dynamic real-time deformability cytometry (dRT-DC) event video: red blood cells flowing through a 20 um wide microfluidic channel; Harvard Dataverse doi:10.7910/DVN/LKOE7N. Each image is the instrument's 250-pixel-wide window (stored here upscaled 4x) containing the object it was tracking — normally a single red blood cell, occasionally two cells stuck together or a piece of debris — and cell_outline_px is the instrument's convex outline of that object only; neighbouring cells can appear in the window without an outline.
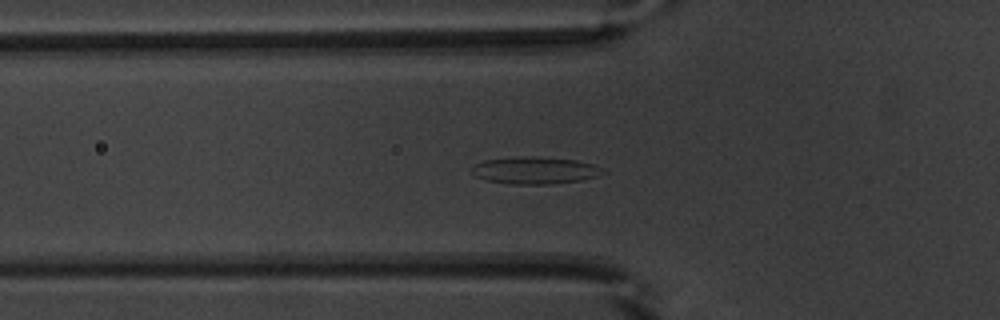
{"species": "common noctule bat (a hibernating species)", "species_latin": "Nyctalus noctula", "temperature_condition": "warm", "stored_images_in_passage": 54, "camera_frame_rate_fps": 3000, "um_per_image_px": 0.085, "animal": {"sex": "male", "body_mass_g": 20.1, "forearm_length_mm": 53.5}, "frame": {"image": 1, "passage_image": 19, "time_ms": 6.0, "image_size_px": [1000, 320], "cell_outline_px": [[608, 172], [596, 176], [580, 180], [552, 184], [512, 184], [484, 180], [476, 176], [472, 172], [472, 168], [476, 164], [484, 160], [516, 156], [532, 156], [576, 160], [592, 164]], "centroid_in_image_um": [45.45, 14.48], "position_along_channel_um": 80.4, "area_um2": 20.69}}
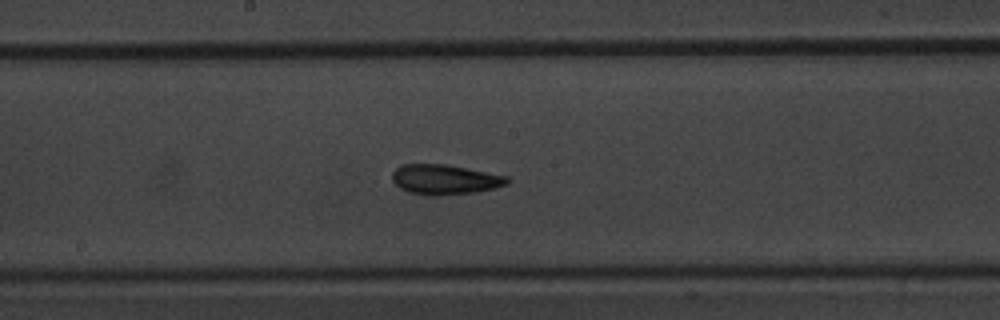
{"frame": {"image": 2, "passage_image": 29, "time_ms": 9.333, "image_size_px": [1000, 320], "cell_outline_px": [[508, 184], [496, 188], [476, 192], [436, 196], [428, 196], [408, 192], [400, 188], [392, 180], [392, 172], [400, 164], [444, 164], [508, 176]], "centroid_in_image_um": [37.79, 15.27], "position_along_channel_um": 210.4, "area_um2": 20.17}}
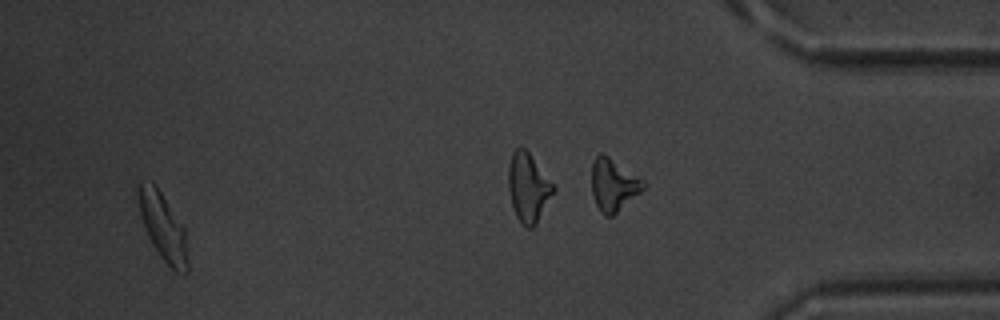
{"frame": {"image": 3, "passage_image": 51, "time_ms": 16.667, "image_size_px": [1000, 320], "cell_outline_px": [[188, 272], [176, 272], [160, 256], [152, 244], [144, 228], [140, 212], [140, 180], [152, 180], [156, 184], [184, 228], [188, 260]], "centroid_in_image_um": [13.87, 19.28], "position_along_channel_um": 421.3, "area_um2": 18.96}, "authors_computed_cell_mechanics": {"area_um2": 19.7387, "velocity_mm_per_s": 3.8697, "shape_relaxation_time_tau1_ms": 4.6161, "shape_relaxation_time_tau2_ms": 2.45, "deformation_change_tau1": 0.1331, "deformation_change_tau2": 0.0973}}